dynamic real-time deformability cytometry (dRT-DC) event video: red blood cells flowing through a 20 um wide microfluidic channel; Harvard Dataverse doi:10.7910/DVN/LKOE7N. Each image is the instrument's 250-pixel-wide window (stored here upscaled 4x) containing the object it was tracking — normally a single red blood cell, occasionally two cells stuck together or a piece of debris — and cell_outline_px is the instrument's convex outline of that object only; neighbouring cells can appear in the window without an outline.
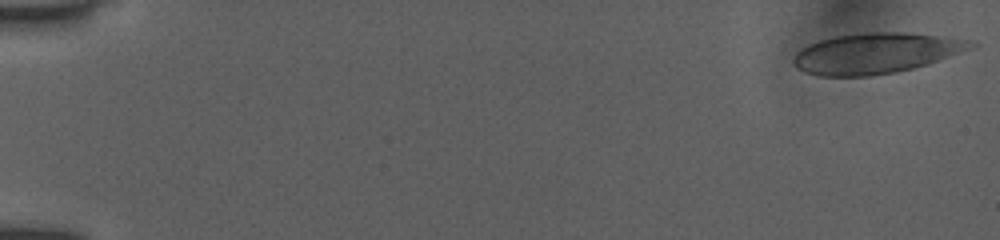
{"species": "human", "species_latin": "Homo sapiens", "temperature_condition": "room temperature", "stored_images_in_passage": 12, "camera_frame_rate_fps": 3000, "um_per_image_px": 0.085, "donor": {"sex": "female"}, "frame": {"image": 1, "passage_image": 1, "time_ms": 0.0, "image_size_px": [1000, 240], "cell_outline_px": [[980, 44], [976, 48], [912, 68], [892, 72], [868, 76], [820, 76], [804, 72], [796, 68], [792, 64], [792, 60], [796, 52], [808, 44], [820, 40], [836, 36], [864, 32], [904, 32], [976, 40]], "centroid_in_image_um": [74.47, 4.51], "position_along_channel_um": 10.5, "area_um2": 42.08}}
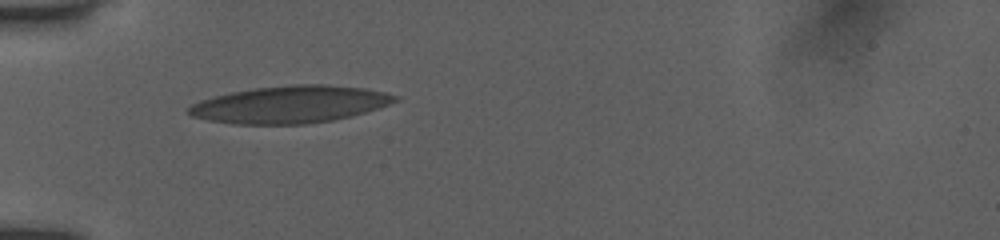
{"frame": {"image": 2, "passage_image": 8, "time_ms": 5.333, "image_size_px": [1000, 240], "cell_outline_px": [[404, 96], [400, 100], [364, 112], [332, 120], [304, 124], [232, 124], [208, 120], [192, 116], [188, 112], [188, 108], [192, 104], [200, 100], [232, 92], [256, 88], [292, 84], [328, 84], [368, 88]], "centroid_in_image_um": [24.71, 8.86], "position_along_channel_um": 60.3, "area_um2": 44.74}}
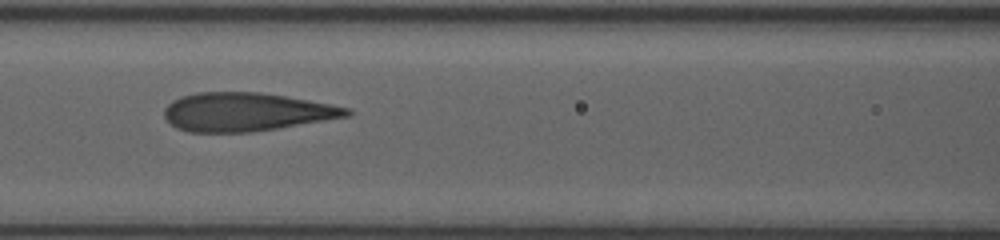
{"frame": {"image": 3, "passage_image": 11, "time_ms": 7.667, "image_size_px": [1000, 240], "cell_outline_px": [[352, 116], [252, 132], [188, 132], [176, 128], [164, 116], [164, 108], [172, 100], [180, 96], [196, 92], [260, 92], [308, 100], [352, 108]], "centroid_in_image_um": [20.93, 9.51], "position_along_channel_um": 145.7, "area_um2": 41.04}}